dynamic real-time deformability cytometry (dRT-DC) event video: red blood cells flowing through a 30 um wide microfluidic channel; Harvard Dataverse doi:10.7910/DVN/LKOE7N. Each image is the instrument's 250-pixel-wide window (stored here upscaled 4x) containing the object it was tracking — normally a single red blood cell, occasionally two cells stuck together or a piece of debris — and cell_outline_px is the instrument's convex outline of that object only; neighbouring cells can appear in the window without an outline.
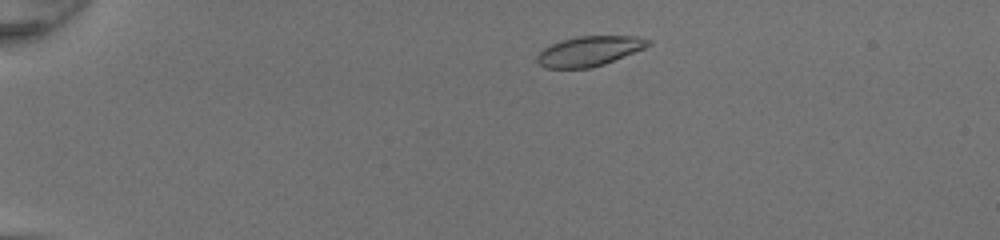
{"species": "common noctule bat (a hibernating species)", "species_latin": "Nyctalus noctula", "temperature_condition": "room temperature", "stored_images_in_passage": 44, "camera_frame_rate_fps": 3000, "um_per_image_px": 0.085, "animal": {"sex": "female", "body_mass_g": 20.0, "forearm_length_mm": 54.0}, "frame": {"image": 1, "passage_image": 5, "time_ms": 1.333, "image_size_px": [1000, 240], "cell_outline_px": [[652, 44], [644, 48], [604, 64], [592, 68], [544, 68], [536, 60], [536, 56], [544, 48], [560, 40], [580, 36], [640, 36], [652, 40]], "centroid_in_image_um": [50.11, 4.34], "position_along_channel_um": 34.9, "area_um2": 19.36}}
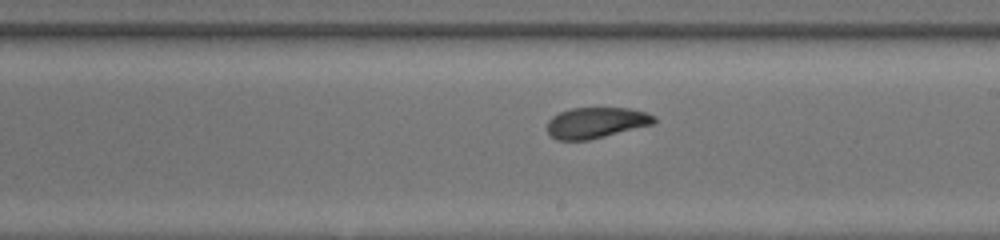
{"frame": {"image": 2, "passage_image": 25, "time_ms": 8.0, "image_size_px": [1000, 240], "cell_outline_px": [[656, 124], [588, 140], [556, 140], [548, 132], [548, 120], [552, 116], [560, 112], [572, 108], [628, 108], [644, 112], [656, 116]], "centroid_in_image_um": [50.7, 10.43], "position_along_channel_um": 238.3, "area_um2": 19.25}}
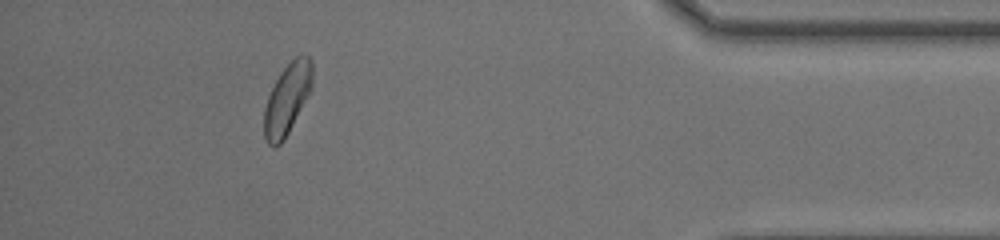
{"frame": {"image": 3, "passage_image": 40, "time_ms": 13.0, "image_size_px": [1000, 240], "cell_outline_px": [[312, 88], [284, 140], [276, 148], [272, 148], [268, 144], [264, 136], [264, 108], [268, 96], [280, 72], [300, 52], [308, 56], [312, 60]], "centroid_in_image_um": [24.41, 8.41], "position_along_channel_um": 410.8, "area_um2": 19.94}, "authors_computed_cell_mechanics": {"area_um2": 19.941, "velocity_mm_per_s": 4.2314, "shape_relaxation_time_tau1_ms": 2.5367, "shape_relaxation_time_tau2_ms": 2.1717, "deformation_change_tau1": 0.096, "deformation_change_tau2": 0.0849}}